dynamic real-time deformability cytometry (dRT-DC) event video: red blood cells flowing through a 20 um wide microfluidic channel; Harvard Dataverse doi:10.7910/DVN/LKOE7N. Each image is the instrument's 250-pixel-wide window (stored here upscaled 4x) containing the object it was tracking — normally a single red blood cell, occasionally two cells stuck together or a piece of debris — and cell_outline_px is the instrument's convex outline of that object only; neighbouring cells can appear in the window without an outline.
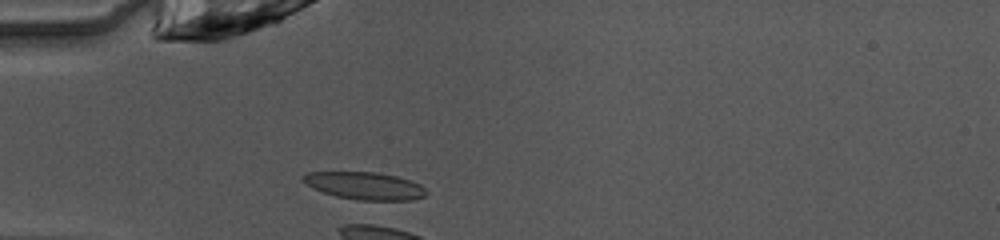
{"species": "common noctule bat (a hibernating species)", "species_latin": "Nyctalus noctula", "temperature_condition": "warm", "stored_images_in_passage": 15, "camera_frame_rate_fps": 3000, "um_per_image_px": 0.085, "animal": {"sex": "female", "body_mass_g": 10.0, "forearm_length_mm": 53.1}, "frame": {"image": 1, "passage_image": 15, "time_ms": 4.667, "image_size_px": [1000, 240], "cell_outline_px": [[428, 192], [424, 196], [412, 200], [360, 200], [336, 196], [312, 188], [300, 180], [300, 176], [308, 172], [376, 172], [396, 176], [412, 180], [420, 184]], "centroid_in_image_um": [30.99, 15.78], "position_along_channel_um": 54.0, "area_um2": 19.83}}